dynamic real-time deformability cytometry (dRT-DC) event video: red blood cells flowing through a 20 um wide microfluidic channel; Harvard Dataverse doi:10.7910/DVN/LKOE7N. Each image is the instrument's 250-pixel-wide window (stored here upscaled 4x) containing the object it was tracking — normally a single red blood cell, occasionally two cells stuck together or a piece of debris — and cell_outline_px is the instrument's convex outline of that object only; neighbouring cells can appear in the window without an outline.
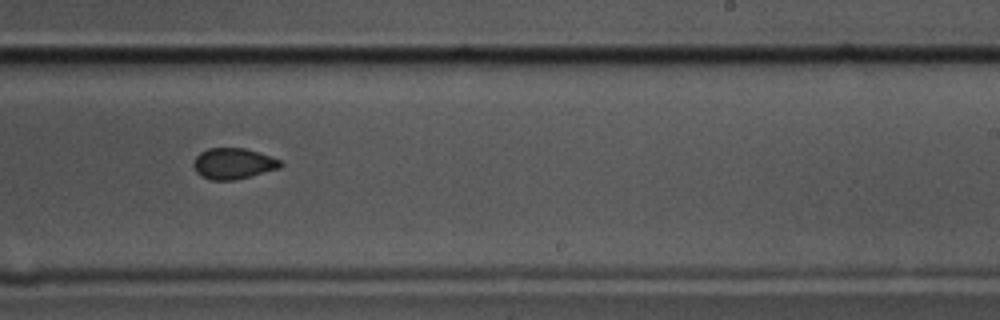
{"species": "common noctule bat (a hibernating species)", "species_latin": "Nyctalus noctula", "temperature_condition": "cold", "stored_images_in_passage": 11, "camera_frame_rate_fps": 3000, "um_per_image_px": 0.085, "animal": {"sex": "male", "body_mass_g": 17.5, "forearm_length_mm": 52.3}, "frame": {"image": 1, "passage_image": 10, "time_ms": 3.0, "image_size_px": [1000, 320], "cell_outline_px": [[284, 164], [280, 168], [232, 180], [212, 180], [200, 176], [196, 172], [192, 164], [196, 156], [200, 152], [208, 148], [244, 148], [272, 156], [280, 160]], "centroid_in_image_um": [19.81, 13.89], "position_along_channel_um": 269.2, "area_um2": 15.66}}
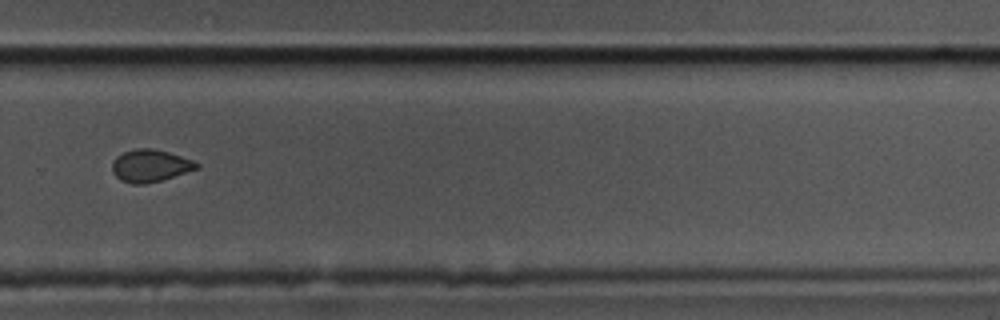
{"frame": {"image": 2, "passage_image": 11, "time_ms": 3.333, "image_size_px": [1000, 320], "cell_outline_px": [[200, 168], [160, 180], [144, 184], [132, 184], [120, 180], [112, 172], [112, 160], [116, 156], [124, 152], [136, 148], [152, 148], [168, 152], [192, 160], [200, 164]], "centroid_in_image_um": [12.74, 14.08], "position_along_channel_um": 317.1, "area_um2": 15.9}}